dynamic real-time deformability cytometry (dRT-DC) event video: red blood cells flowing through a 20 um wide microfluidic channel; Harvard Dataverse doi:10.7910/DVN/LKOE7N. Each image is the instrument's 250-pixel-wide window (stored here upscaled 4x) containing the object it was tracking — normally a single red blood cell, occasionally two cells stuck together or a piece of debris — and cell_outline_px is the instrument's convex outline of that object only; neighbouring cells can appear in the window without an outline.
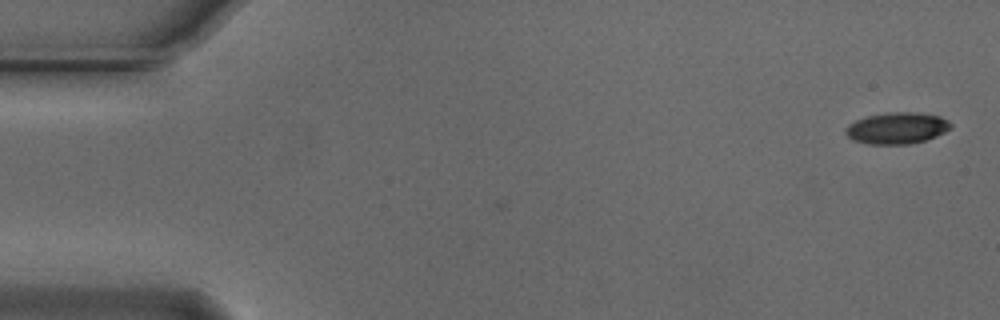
{"species": "Egyptian fruit bat (a non-hibernating species)", "species_latin": "Rousettus aegyptiacus", "temperature_condition": "cold", "stored_images_in_passage": 3, "camera_frame_rate_fps": 3000, "um_per_image_px": 0.085, "animal": {"sex": "male"}, "frame": {"image": 1, "passage_image": 1, "time_ms": 0.0, "image_size_px": [1000, 320], "cell_outline_px": [[952, 128], [936, 136], [924, 140], [908, 144], [868, 144], [852, 140], [844, 132], [848, 124], [856, 120], [868, 116], [892, 112], [916, 112], [940, 116], [948, 120], [952, 124]], "centroid_in_image_um": [76.24, 10.89], "position_along_channel_um": 8.8, "area_um2": 19.25}}